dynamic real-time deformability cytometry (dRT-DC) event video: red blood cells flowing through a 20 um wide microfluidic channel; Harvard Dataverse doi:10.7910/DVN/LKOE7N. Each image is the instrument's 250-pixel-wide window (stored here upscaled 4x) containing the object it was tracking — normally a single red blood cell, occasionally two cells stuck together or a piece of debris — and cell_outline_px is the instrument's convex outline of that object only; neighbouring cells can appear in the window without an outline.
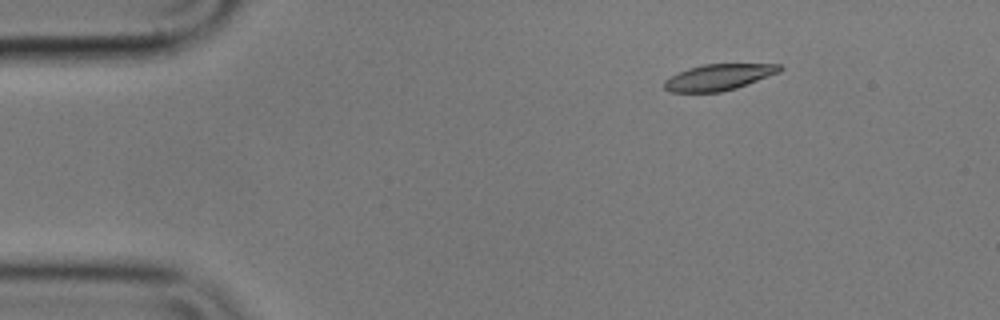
{"species": "common noctule bat (a hibernating species)", "species_latin": "Nyctalus noctula", "temperature_condition": "cold", "stored_images_in_passage": 49, "camera_frame_rate_fps": 3000, "um_per_image_px": 0.085, "animal": {"sex": "male", "body_mass_g": 17.9}, "frame": {"image": 1, "passage_image": 1, "time_ms": 0.0, "image_size_px": [1000, 320], "cell_outline_px": [[784, 68], [780, 72], [736, 88], [720, 92], [668, 92], [664, 88], [664, 80], [688, 68], [704, 64], [780, 64]], "centroid_in_image_um": [61.09, 6.56], "position_along_channel_um": 23.9, "area_um2": 17.51}}
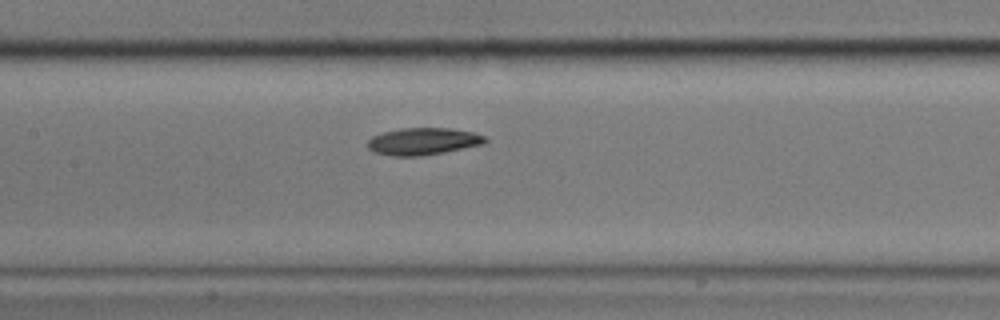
{"frame": {"image": 2, "passage_image": 19, "time_ms": 6.0, "image_size_px": [1000, 320], "cell_outline_px": [[488, 140], [484, 144], [444, 152], [420, 156], [392, 156], [372, 152], [368, 148], [368, 140], [372, 136], [384, 132], [400, 128], [448, 128], [472, 132], [484, 136]], "centroid_in_image_um": [35.94, 12.02], "position_along_channel_um": 171.5, "area_um2": 18.55}}
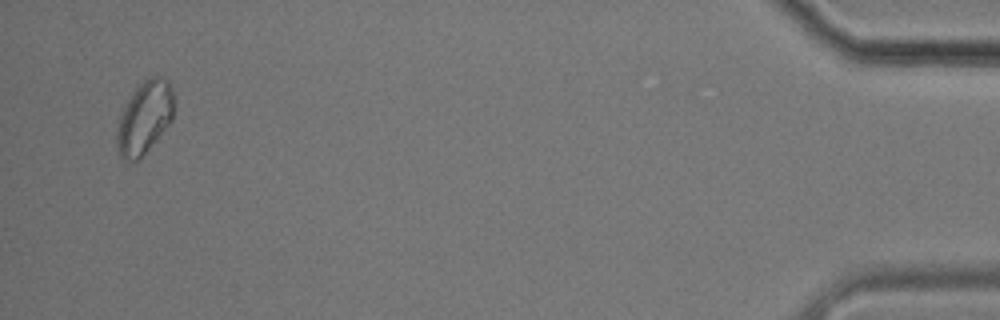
{"frame": {"image": 3, "passage_image": 47, "time_ms": 15.333, "image_size_px": [1000, 320], "cell_outline_px": [[172, 120], [140, 160], [128, 164], [120, 156], [116, 144], [116, 132], [120, 116], [128, 100], [136, 88], [148, 76], [160, 76], [168, 80], [172, 88]], "centroid_in_image_um": [12.26, 10.04], "position_along_channel_um": 422.9, "area_um2": 24.1}, "authors_computed_cell_mechanics": {"area_um2": 18.6694, "velocity_mm_per_s": 3.5713, "shape_relaxation_time_tau1_ms": 4.2863, "shape_relaxation_time_tau2_ms": 6.004, "deformation_change_tau1": 0.1235, "deformation_change_tau2": 0.1246}}